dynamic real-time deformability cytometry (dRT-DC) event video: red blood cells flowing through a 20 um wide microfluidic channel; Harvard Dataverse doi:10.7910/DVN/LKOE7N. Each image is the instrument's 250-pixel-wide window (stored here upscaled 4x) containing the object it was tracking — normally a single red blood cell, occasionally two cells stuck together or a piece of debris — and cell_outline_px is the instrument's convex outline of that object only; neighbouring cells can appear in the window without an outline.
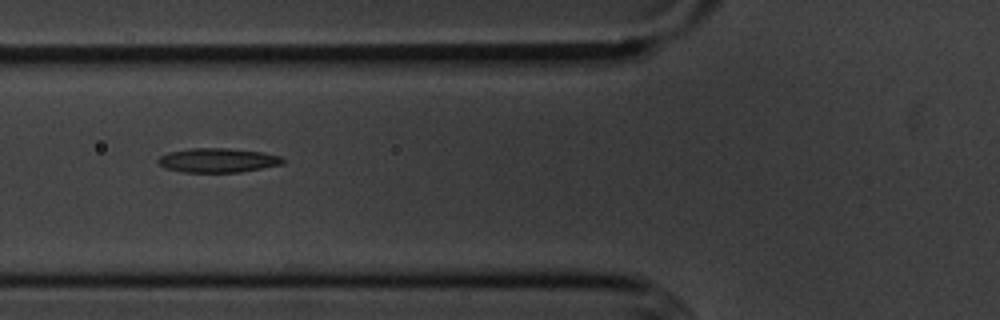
{"species": "common noctule bat (a hibernating species)", "species_latin": "Nyctalus noctula", "temperature_condition": "cold", "stored_images_in_passage": 7, "camera_frame_rate_fps": 3000, "um_per_image_px": 0.085, "animal": {"sex": "male", "body_mass_g": 20.1, "forearm_length_mm": 53.5}, "frame": {"image": 1, "passage_image": 6, "time_ms": 6.0, "image_size_px": [1000, 320], "cell_outline_px": [[284, 164], [240, 172], [184, 172], [164, 168], [156, 160], [160, 156], [168, 152], [188, 148], [228, 148], [264, 152], [280, 156], [284, 160]], "centroid_in_image_um": [18.5, 13.62], "position_along_channel_um": 107.3, "area_um2": 17.74}}
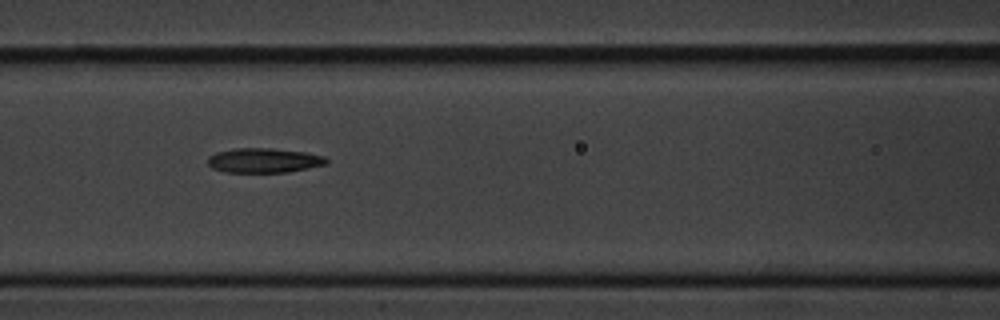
{"frame": {"image": 2, "passage_image": 7, "time_ms": 7.0, "image_size_px": [1000, 320], "cell_outline_px": [[328, 164], [288, 172], [224, 172], [212, 168], [208, 164], [208, 156], [216, 152], [236, 148], [272, 148], [308, 152], [324, 156], [328, 160]], "centroid_in_image_um": [22.45, 13.63], "position_along_channel_um": 144.2, "area_um2": 17.17}}